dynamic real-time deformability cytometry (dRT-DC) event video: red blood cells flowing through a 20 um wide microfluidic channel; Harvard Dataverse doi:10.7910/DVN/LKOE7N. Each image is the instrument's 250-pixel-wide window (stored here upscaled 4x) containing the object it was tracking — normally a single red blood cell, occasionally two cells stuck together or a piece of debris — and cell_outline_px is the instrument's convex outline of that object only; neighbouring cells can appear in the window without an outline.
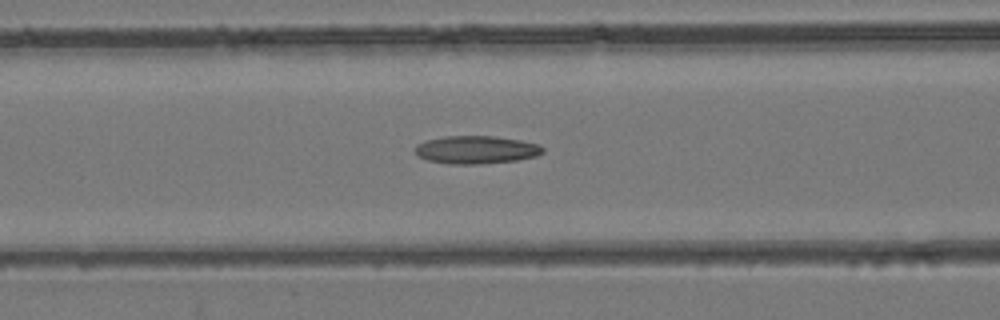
{"species": "common noctule bat (a hibernating species)", "species_latin": "Nyctalus noctula", "temperature_condition": "room temperature", "stored_images_in_passage": 44, "camera_frame_rate_fps": 3000, "um_per_image_px": 0.085, "animal": {"sex": "female", "body_mass_g": 24.6, "forearm_length_mm": 56.2}, "frame": {"image": 1, "passage_image": 19, "time_ms": 6.0, "image_size_px": [1000, 320], "cell_outline_px": [[544, 152], [536, 156], [516, 160], [480, 164], [448, 164], [428, 160], [420, 156], [416, 152], [416, 144], [424, 140], [444, 136], [492, 136], [520, 140], [540, 144], [544, 148]], "centroid_in_image_um": [40.49, 12.72], "position_along_channel_um": 126.1, "area_um2": 20.81}}
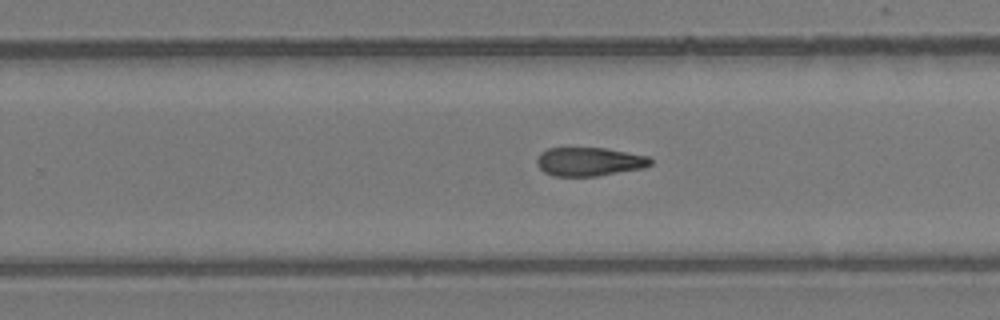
{"frame": {"image": 2, "passage_image": 29, "time_ms": 9.333, "image_size_px": [1000, 320], "cell_outline_px": [[652, 164], [644, 168], [596, 176], [552, 176], [544, 172], [536, 164], [536, 160], [540, 152], [548, 148], [604, 148], [648, 156], [652, 160]], "centroid_in_image_um": [50.07, 13.74], "position_along_channel_um": 279.7, "area_um2": 19.02}}
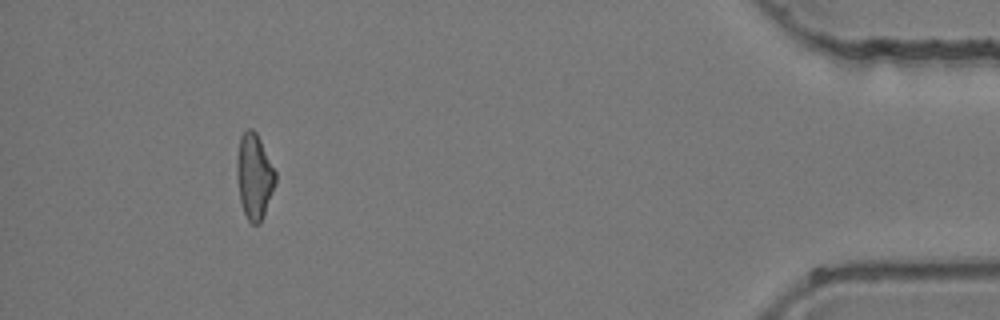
{"frame": {"image": 3, "passage_image": 42, "time_ms": 13.667, "image_size_px": [1000, 320], "cell_outline_px": [[276, 184], [260, 224], [252, 224], [248, 220], [244, 212], [240, 200], [236, 176], [236, 160], [240, 136], [248, 128], [252, 128], [256, 132], [276, 172]], "centroid_in_image_um": [21.6, 14.99], "position_along_channel_um": 413.6, "area_um2": 19.25}}